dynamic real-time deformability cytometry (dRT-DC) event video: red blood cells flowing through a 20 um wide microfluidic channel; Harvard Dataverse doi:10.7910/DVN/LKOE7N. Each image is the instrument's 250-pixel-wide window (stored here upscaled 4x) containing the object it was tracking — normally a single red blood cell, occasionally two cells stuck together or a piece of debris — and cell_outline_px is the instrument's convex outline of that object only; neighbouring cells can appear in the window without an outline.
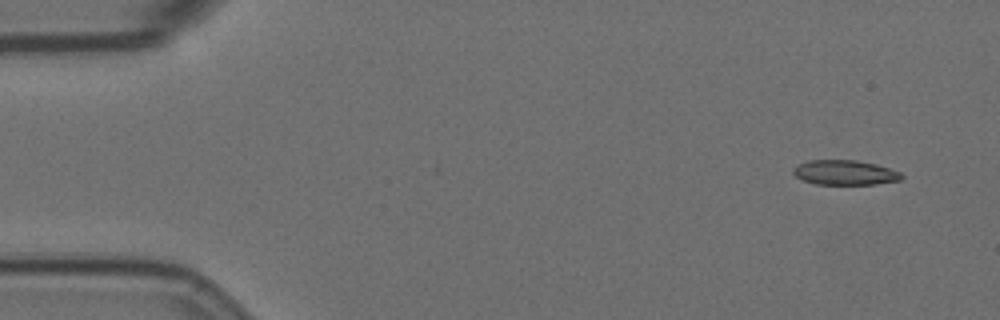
{"species": "Egyptian fruit bat (a non-hibernating species)", "species_latin": "Rousettus aegyptiacus", "temperature_condition": "room temperature", "stored_images_in_passage": 8, "camera_frame_rate_fps": 3000, "um_per_image_px": 0.085, "animal": {"sex": "female"}, "frame": {"image": 1, "passage_image": 1, "time_ms": 0.0, "image_size_px": [1000, 320], "cell_outline_px": [[904, 176], [900, 180], [876, 184], [816, 184], [804, 180], [796, 176], [792, 172], [792, 168], [808, 160], [856, 160], [876, 164], [900, 172]], "centroid_in_image_um": [71.82, 14.66], "position_along_channel_um": 13.2, "area_um2": 15.55}}
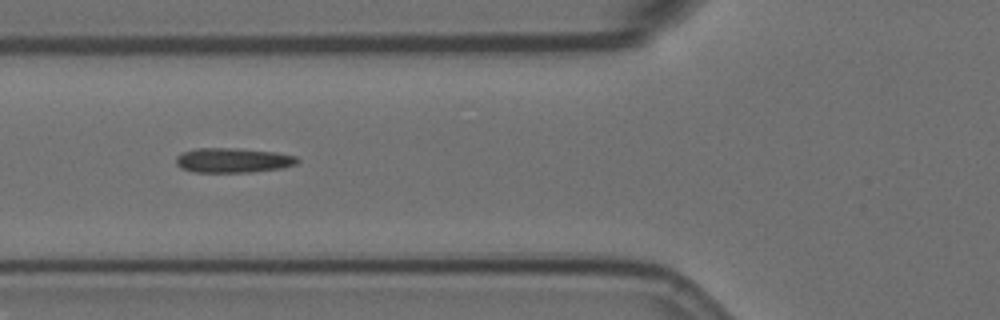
{"frame": {"image": 2, "passage_image": 6, "time_ms": 5.667, "image_size_px": [1000, 320], "cell_outline_px": [[300, 160], [296, 164], [280, 168], [252, 172], [196, 172], [180, 168], [176, 164], [176, 156], [184, 152], [196, 148], [236, 148], [276, 152], [296, 156]], "centroid_in_image_um": [19.8, 13.62], "position_along_channel_um": 106.0, "area_um2": 17.46}}
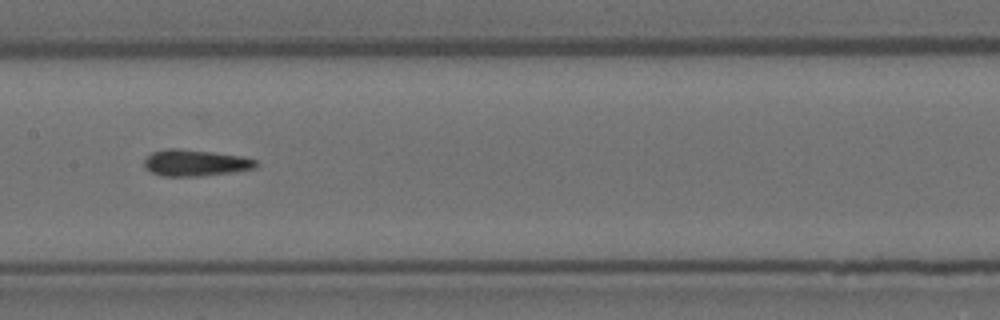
{"frame": {"image": 3, "passage_image": 8, "time_ms": 8.0, "image_size_px": [1000, 320], "cell_outline_px": [[260, 164], [256, 168], [232, 172], [200, 176], [160, 176], [144, 168], [144, 160], [152, 152], [164, 148], [180, 148], [244, 156], [256, 160]], "centroid_in_image_um": [16.61, 13.83], "position_along_channel_um": 190.8, "area_um2": 17.46}}